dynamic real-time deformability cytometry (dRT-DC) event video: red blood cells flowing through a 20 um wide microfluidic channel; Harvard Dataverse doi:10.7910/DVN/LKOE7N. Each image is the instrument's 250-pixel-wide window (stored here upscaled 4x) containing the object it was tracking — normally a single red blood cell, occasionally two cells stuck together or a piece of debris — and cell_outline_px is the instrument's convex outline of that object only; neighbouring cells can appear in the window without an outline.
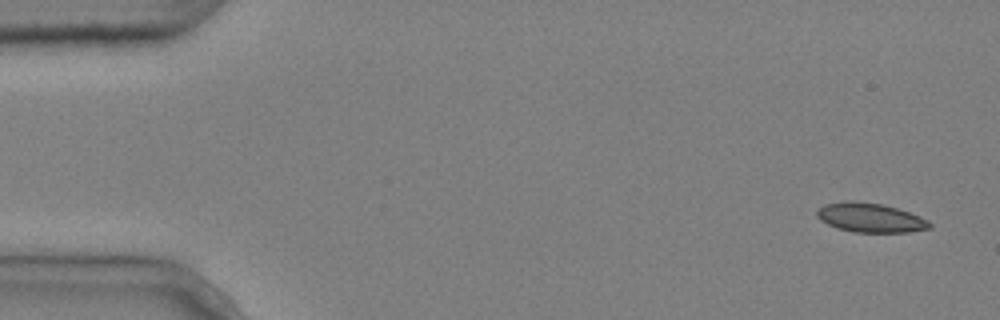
{"species": "common noctule bat (a hibernating species)", "species_latin": "Nyctalus noctula", "temperature_condition": "cold", "stored_images_in_passage": 5, "camera_frame_rate_fps": 3000, "um_per_image_px": 0.085, "animal": {"sex": "male", "body_mass_g": 20.4}, "frame": {"image": 1, "passage_image": 1, "time_ms": 0.0, "image_size_px": [1000, 320], "cell_outline_px": [[932, 228], [908, 232], [852, 232], [836, 228], [820, 220], [816, 216], [816, 212], [824, 204], [844, 200], [852, 200], [880, 204], [896, 208], [920, 216], [928, 220], [932, 224]], "centroid_in_image_um": [73.96, 18.5], "position_along_channel_um": 11.0, "area_um2": 19.31}}